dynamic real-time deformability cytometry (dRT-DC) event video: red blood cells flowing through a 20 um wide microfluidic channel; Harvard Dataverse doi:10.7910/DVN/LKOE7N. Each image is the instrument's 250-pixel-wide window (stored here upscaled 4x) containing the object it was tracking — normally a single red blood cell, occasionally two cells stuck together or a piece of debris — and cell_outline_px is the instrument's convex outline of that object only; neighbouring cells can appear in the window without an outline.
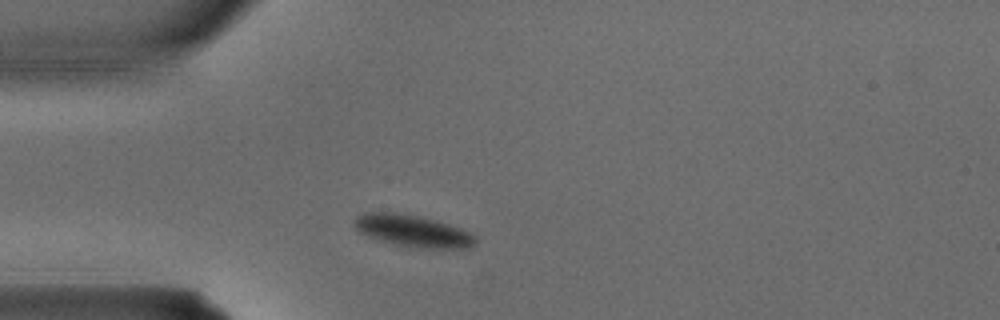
{"species": "common noctule bat (a hibernating species)", "species_latin": "Nyctalus noctula", "temperature_condition": "warm", "stored_images_in_passage": 1, "camera_frame_rate_fps": 3000, "um_per_image_px": 0.085, "animal": {"sex": "male", "body_mass_g": 15.6}, "frame": {"image": 1, "passage_image": 1, "time_ms": 0.0, "image_size_px": [1000, 320], "cell_outline_px": [[476, 244], [472, 248], [416, 248], [396, 244], [380, 240], [368, 236], [356, 228], [356, 216], [364, 212], [392, 212], [416, 216], [448, 224], [460, 228], [476, 236]], "centroid_in_image_um": [35.13, 19.64], "position_along_channel_um": 49.9, "area_um2": 22.08}}